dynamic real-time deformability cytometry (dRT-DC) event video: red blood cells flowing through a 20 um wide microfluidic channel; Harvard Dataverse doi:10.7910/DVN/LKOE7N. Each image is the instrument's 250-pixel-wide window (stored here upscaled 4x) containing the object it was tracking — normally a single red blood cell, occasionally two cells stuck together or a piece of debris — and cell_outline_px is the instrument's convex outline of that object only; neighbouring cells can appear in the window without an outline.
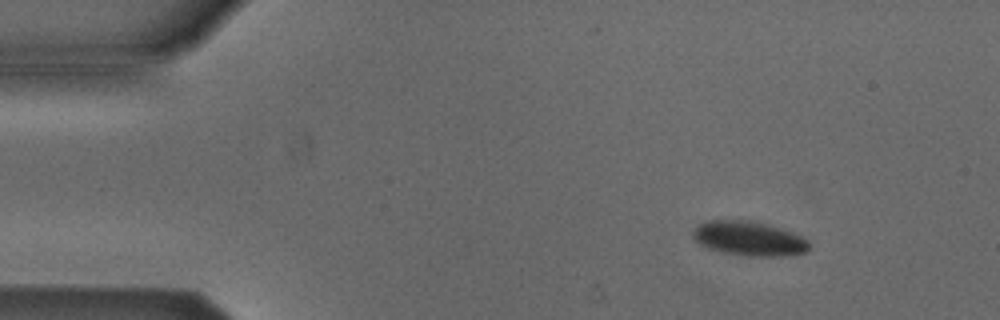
{"species": "Egyptian fruit bat (a non-hibernating species)", "species_latin": "Rousettus aegyptiacus", "temperature_condition": "cold", "stored_images_in_passage": 4, "camera_frame_rate_fps": 3000, "um_per_image_px": 0.085, "animal": {"sex": "male"}, "frame": {"image": 1, "passage_image": 2, "time_ms": 1.0, "image_size_px": [1000, 320], "cell_outline_px": [[812, 248], [808, 252], [792, 256], [748, 256], [724, 252], [708, 248], [700, 244], [692, 236], [692, 232], [700, 224], [708, 220], [748, 220], [764, 224], [792, 232], [804, 236], [812, 244]], "centroid_in_image_um": [63.75, 20.29], "position_along_channel_um": 21.2, "area_um2": 23.47}}